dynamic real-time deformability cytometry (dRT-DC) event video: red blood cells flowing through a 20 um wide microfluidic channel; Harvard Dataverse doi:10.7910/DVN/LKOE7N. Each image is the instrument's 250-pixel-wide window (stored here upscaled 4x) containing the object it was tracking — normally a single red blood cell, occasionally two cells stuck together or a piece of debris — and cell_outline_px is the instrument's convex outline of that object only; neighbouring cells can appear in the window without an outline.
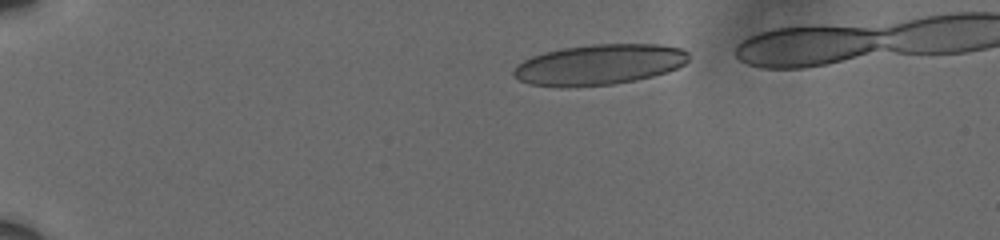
{"species": "human", "species_latin": "Homo sapiens", "temperature_condition": "cold", "stored_images_in_passage": 44, "camera_frame_rate_fps": 3000, "um_per_image_px": 0.085, "donor": {"sex": "male"}, "frame": {"image": 1, "passage_image": 1, "time_ms": 0.0, "image_size_px": [1000, 240], "cell_outline_px": [[688, 60], [684, 64], [668, 72], [652, 76], [612, 84], [568, 88], [560, 88], [528, 84], [520, 80], [512, 72], [516, 64], [532, 56], [544, 52], [564, 48], [592, 44], [660, 44], [680, 48], [688, 52]], "centroid_in_image_um": [50.9, 5.5], "position_along_channel_um": 34.1, "area_um2": 41.5}}
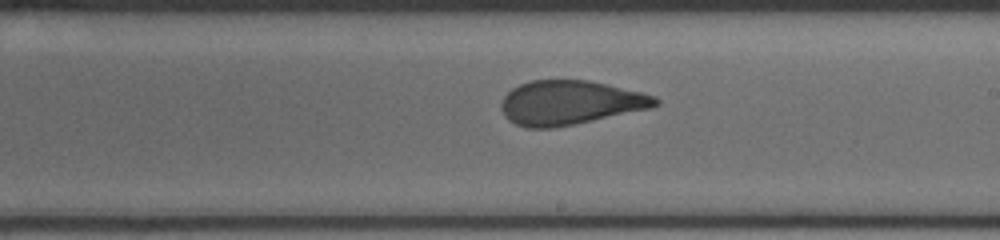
{"frame": {"image": 2, "passage_image": 25, "time_ms": 8.0, "image_size_px": [1000, 240], "cell_outline_px": [[660, 104], [652, 108], [552, 128], [524, 128], [508, 120], [504, 116], [500, 108], [500, 104], [504, 96], [512, 88], [520, 84], [532, 80], [588, 80], [640, 92], [656, 96], [660, 100]], "centroid_in_image_um": [48.42, 8.73], "position_along_channel_um": 240.6, "area_um2": 39.59}}
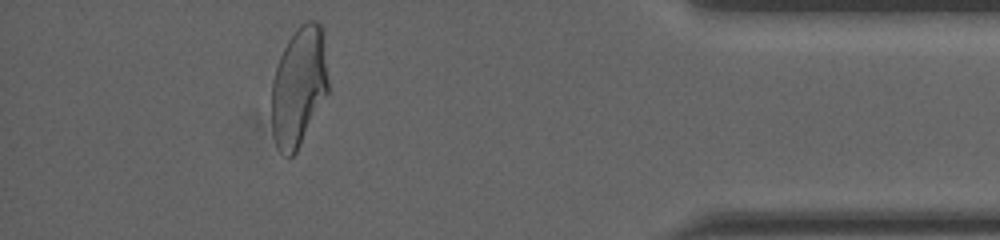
{"frame": {"image": 3, "passage_image": 42, "time_ms": 13.667, "image_size_px": [1000, 240], "cell_outline_px": [[328, 92], [296, 152], [292, 156], [288, 156], [276, 144], [272, 132], [272, 80], [280, 56], [288, 40], [296, 28], [300, 24], [308, 20], [316, 20], [324, 28], [328, 80]], "centroid_in_image_um": [25.42, 7.27], "position_along_channel_um": 409.8, "area_um2": 39.36}}